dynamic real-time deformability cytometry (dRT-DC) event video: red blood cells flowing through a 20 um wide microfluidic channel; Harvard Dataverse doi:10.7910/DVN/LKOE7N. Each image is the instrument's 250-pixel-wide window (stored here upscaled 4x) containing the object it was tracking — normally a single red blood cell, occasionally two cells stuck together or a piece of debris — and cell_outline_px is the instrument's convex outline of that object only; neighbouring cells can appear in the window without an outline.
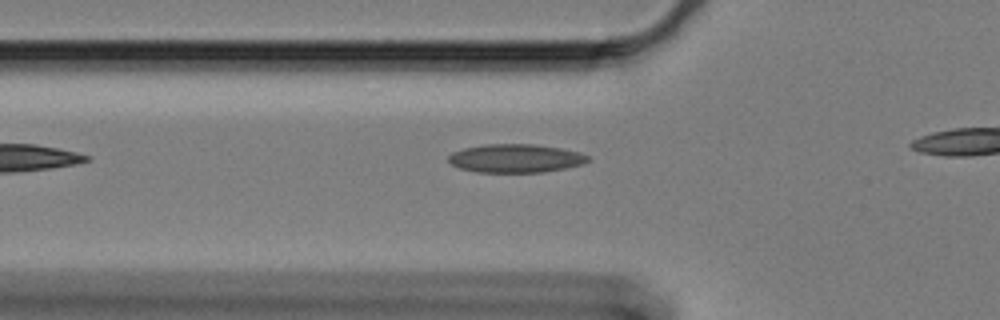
{"species": "Egyptian fruit bat (a non-hibernating species)", "species_latin": "Rousettus aegyptiacus", "temperature_condition": "cold", "stored_images_in_passage": 21, "camera_frame_rate_fps": 3000, "um_per_image_px": 0.085, "animal": {"sex": "female"}, "frame": {"image": 1, "passage_image": 4, "time_ms": 1.0, "image_size_px": [1000, 320], "cell_outline_px": [[592, 160], [584, 164], [544, 172], [476, 172], [460, 168], [452, 164], [448, 160], [448, 156], [452, 152], [464, 148], [484, 144], [536, 144], [560, 148], [580, 152], [588, 156]], "centroid_in_image_um": [43.85, 13.45], "position_along_channel_um": 82.0, "area_um2": 23.24}}
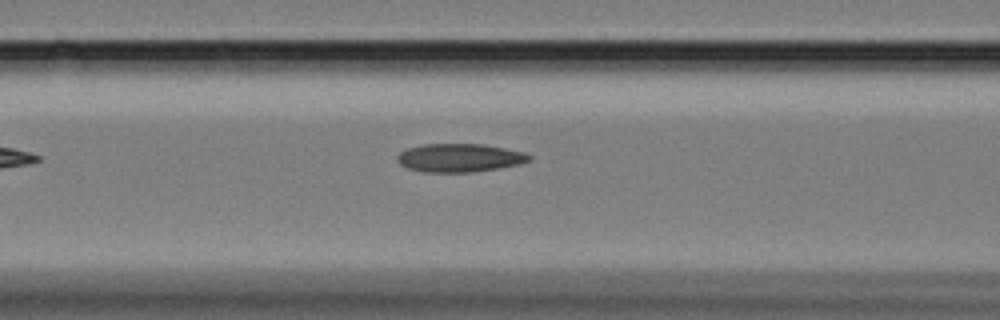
{"frame": {"image": 2, "passage_image": 8, "time_ms": 2.333, "image_size_px": [1000, 320], "cell_outline_px": [[532, 160], [520, 164], [472, 172], [424, 172], [408, 168], [400, 164], [396, 160], [396, 156], [400, 152], [408, 148], [420, 144], [484, 144], [524, 152], [532, 156]], "centroid_in_image_um": [39.05, 13.41], "position_along_channel_um": 127.5, "area_um2": 21.85}}
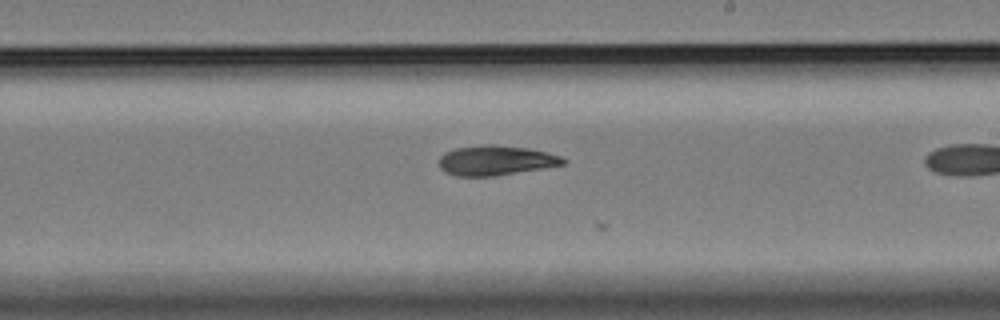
{"frame": {"image": 3, "passage_image": 15, "time_ms": 4.667, "image_size_px": [1000, 320], "cell_outline_px": [[568, 160], [564, 164], [492, 176], [456, 176], [444, 172], [440, 168], [440, 156], [444, 152], [456, 148], [484, 144], [496, 144], [528, 148], [560, 156]], "centroid_in_image_um": [42.09, 13.62], "position_along_channel_um": 246.9, "area_um2": 21.39}}